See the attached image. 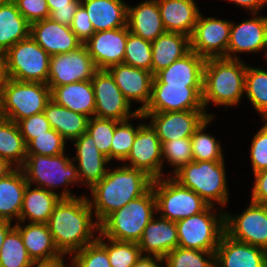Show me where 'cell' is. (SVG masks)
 <instances>
[{"instance_id":"1","label":"cell","mask_w":267,"mask_h":267,"mask_svg":"<svg viewBox=\"0 0 267 267\" xmlns=\"http://www.w3.org/2000/svg\"><path fill=\"white\" fill-rule=\"evenodd\" d=\"M93 213L84 195L61 198L55 205L47 225L61 254L72 256L97 240L100 224L94 221Z\"/></svg>"},{"instance_id":"2","label":"cell","mask_w":267,"mask_h":267,"mask_svg":"<svg viewBox=\"0 0 267 267\" xmlns=\"http://www.w3.org/2000/svg\"><path fill=\"white\" fill-rule=\"evenodd\" d=\"M153 180L140 169L125 165L109 168L107 174L89 189L91 199L87 196L96 221L100 224L115 210L144 195L152 187Z\"/></svg>"},{"instance_id":"3","label":"cell","mask_w":267,"mask_h":267,"mask_svg":"<svg viewBox=\"0 0 267 267\" xmlns=\"http://www.w3.org/2000/svg\"><path fill=\"white\" fill-rule=\"evenodd\" d=\"M247 63L241 59L207 58L203 69L202 100L207 112L209 103L216 106H235L245 94Z\"/></svg>"},{"instance_id":"4","label":"cell","mask_w":267,"mask_h":267,"mask_svg":"<svg viewBox=\"0 0 267 267\" xmlns=\"http://www.w3.org/2000/svg\"><path fill=\"white\" fill-rule=\"evenodd\" d=\"M155 213L156 199L151 187L144 195L109 214L100 223L99 233L112 240L138 243Z\"/></svg>"},{"instance_id":"5","label":"cell","mask_w":267,"mask_h":267,"mask_svg":"<svg viewBox=\"0 0 267 267\" xmlns=\"http://www.w3.org/2000/svg\"><path fill=\"white\" fill-rule=\"evenodd\" d=\"M76 162L62 153L57 156H46L40 154H27L24 165L21 167L26 181L29 185L55 192L61 186V198H76L67 188L73 184H80ZM55 190V191H54Z\"/></svg>"},{"instance_id":"6","label":"cell","mask_w":267,"mask_h":267,"mask_svg":"<svg viewBox=\"0 0 267 267\" xmlns=\"http://www.w3.org/2000/svg\"><path fill=\"white\" fill-rule=\"evenodd\" d=\"M225 162L192 161L182 166L172 177L193 190L211 206H226L229 199Z\"/></svg>"},{"instance_id":"7","label":"cell","mask_w":267,"mask_h":267,"mask_svg":"<svg viewBox=\"0 0 267 267\" xmlns=\"http://www.w3.org/2000/svg\"><path fill=\"white\" fill-rule=\"evenodd\" d=\"M50 100L51 89L47 84L8 78L0 92V117L18 123L44 112Z\"/></svg>"},{"instance_id":"8","label":"cell","mask_w":267,"mask_h":267,"mask_svg":"<svg viewBox=\"0 0 267 267\" xmlns=\"http://www.w3.org/2000/svg\"><path fill=\"white\" fill-rule=\"evenodd\" d=\"M217 209L209 205L199 214L176 221L178 247L215 252L225 233V212Z\"/></svg>"},{"instance_id":"9","label":"cell","mask_w":267,"mask_h":267,"mask_svg":"<svg viewBox=\"0 0 267 267\" xmlns=\"http://www.w3.org/2000/svg\"><path fill=\"white\" fill-rule=\"evenodd\" d=\"M156 211L161 217L178 221L203 212L209 204L193 190L182 186L171 175L154 179L152 183Z\"/></svg>"},{"instance_id":"10","label":"cell","mask_w":267,"mask_h":267,"mask_svg":"<svg viewBox=\"0 0 267 267\" xmlns=\"http://www.w3.org/2000/svg\"><path fill=\"white\" fill-rule=\"evenodd\" d=\"M4 56L8 78L47 84L51 56L30 35L9 48Z\"/></svg>"},{"instance_id":"11","label":"cell","mask_w":267,"mask_h":267,"mask_svg":"<svg viewBox=\"0 0 267 267\" xmlns=\"http://www.w3.org/2000/svg\"><path fill=\"white\" fill-rule=\"evenodd\" d=\"M91 83L95 95L94 116L117 121L131 118L145 120L144 115L137 109L131 112L132 104L125 98L107 70H97Z\"/></svg>"},{"instance_id":"12","label":"cell","mask_w":267,"mask_h":267,"mask_svg":"<svg viewBox=\"0 0 267 267\" xmlns=\"http://www.w3.org/2000/svg\"><path fill=\"white\" fill-rule=\"evenodd\" d=\"M224 226L230 238L267 250V205L250 201L239 215L225 212Z\"/></svg>"},{"instance_id":"13","label":"cell","mask_w":267,"mask_h":267,"mask_svg":"<svg viewBox=\"0 0 267 267\" xmlns=\"http://www.w3.org/2000/svg\"><path fill=\"white\" fill-rule=\"evenodd\" d=\"M203 85L152 84L151 97L141 113L205 110Z\"/></svg>"},{"instance_id":"14","label":"cell","mask_w":267,"mask_h":267,"mask_svg":"<svg viewBox=\"0 0 267 267\" xmlns=\"http://www.w3.org/2000/svg\"><path fill=\"white\" fill-rule=\"evenodd\" d=\"M200 13L190 36V50L203 58H227L232 22Z\"/></svg>"},{"instance_id":"15","label":"cell","mask_w":267,"mask_h":267,"mask_svg":"<svg viewBox=\"0 0 267 267\" xmlns=\"http://www.w3.org/2000/svg\"><path fill=\"white\" fill-rule=\"evenodd\" d=\"M97 70L87 47L83 44L75 51L50 57L47 85L52 90L56 86L88 81Z\"/></svg>"},{"instance_id":"16","label":"cell","mask_w":267,"mask_h":267,"mask_svg":"<svg viewBox=\"0 0 267 267\" xmlns=\"http://www.w3.org/2000/svg\"><path fill=\"white\" fill-rule=\"evenodd\" d=\"M162 143L152 125L140 123L134 143L127 158L123 161L125 166L136 168L147 173L152 179L162 178L165 173L162 159Z\"/></svg>"},{"instance_id":"17","label":"cell","mask_w":267,"mask_h":267,"mask_svg":"<svg viewBox=\"0 0 267 267\" xmlns=\"http://www.w3.org/2000/svg\"><path fill=\"white\" fill-rule=\"evenodd\" d=\"M150 119L161 143L191 137L209 116L205 110H186L160 113H142Z\"/></svg>"},{"instance_id":"18","label":"cell","mask_w":267,"mask_h":267,"mask_svg":"<svg viewBox=\"0 0 267 267\" xmlns=\"http://www.w3.org/2000/svg\"><path fill=\"white\" fill-rule=\"evenodd\" d=\"M252 18L241 23L232 21L230 28V41L227 50L228 59H240L243 52L257 53L262 50L267 53V17L250 13ZM254 15V16H253ZM266 50V51H265ZM239 56V57H238Z\"/></svg>"},{"instance_id":"19","label":"cell","mask_w":267,"mask_h":267,"mask_svg":"<svg viewBox=\"0 0 267 267\" xmlns=\"http://www.w3.org/2000/svg\"><path fill=\"white\" fill-rule=\"evenodd\" d=\"M128 26L95 32L84 44L98 70L123 63Z\"/></svg>"},{"instance_id":"20","label":"cell","mask_w":267,"mask_h":267,"mask_svg":"<svg viewBox=\"0 0 267 267\" xmlns=\"http://www.w3.org/2000/svg\"><path fill=\"white\" fill-rule=\"evenodd\" d=\"M107 71L130 104L132 101L142 104L137 108L142 112L150 101L154 78L152 72L124 63L111 66Z\"/></svg>"},{"instance_id":"21","label":"cell","mask_w":267,"mask_h":267,"mask_svg":"<svg viewBox=\"0 0 267 267\" xmlns=\"http://www.w3.org/2000/svg\"><path fill=\"white\" fill-rule=\"evenodd\" d=\"M72 141L76 148V156L72 160L77 161L81 185H86L90 189L107 174V164L111 161L99 151L89 133L85 132Z\"/></svg>"},{"instance_id":"22","label":"cell","mask_w":267,"mask_h":267,"mask_svg":"<svg viewBox=\"0 0 267 267\" xmlns=\"http://www.w3.org/2000/svg\"><path fill=\"white\" fill-rule=\"evenodd\" d=\"M30 36L50 56L72 52L83 45L69 26L50 18L31 24Z\"/></svg>"},{"instance_id":"23","label":"cell","mask_w":267,"mask_h":267,"mask_svg":"<svg viewBox=\"0 0 267 267\" xmlns=\"http://www.w3.org/2000/svg\"><path fill=\"white\" fill-rule=\"evenodd\" d=\"M215 267H267V250L224 233L215 251Z\"/></svg>"},{"instance_id":"24","label":"cell","mask_w":267,"mask_h":267,"mask_svg":"<svg viewBox=\"0 0 267 267\" xmlns=\"http://www.w3.org/2000/svg\"><path fill=\"white\" fill-rule=\"evenodd\" d=\"M142 255L164 258L170 251L178 247V235L175 221L159 216L145 227L138 242Z\"/></svg>"},{"instance_id":"25","label":"cell","mask_w":267,"mask_h":267,"mask_svg":"<svg viewBox=\"0 0 267 267\" xmlns=\"http://www.w3.org/2000/svg\"><path fill=\"white\" fill-rule=\"evenodd\" d=\"M205 61V58L190 50L182 58L157 72L152 84L203 85Z\"/></svg>"},{"instance_id":"26","label":"cell","mask_w":267,"mask_h":267,"mask_svg":"<svg viewBox=\"0 0 267 267\" xmlns=\"http://www.w3.org/2000/svg\"><path fill=\"white\" fill-rule=\"evenodd\" d=\"M127 26L130 32L144 40L155 41L166 32L157 0H145L128 5Z\"/></svg>"},{"instance_id":"27","label":"cell","mask_w":267,"mask_h":267,"mask_svg":"<svg viewBox=\"0 0 267 267\" xmlns=\"http://www.w3.org/2000/svg\"><path fill=\"white\" fill-rule=\"evenodd\" d=\"M166 32L192 35L200 11L194 0H157Z\"/></svg>"},{"instance_id":"28","label":"cell","mask_w":267,"mask_h":267,"mask_svg":"<svg viewBox=\"0 0 267 267\" xmlns=\"http://www.w3.org/2000/svg\"><path fill=\"white\" fill-rule=\"evenodd\" d=\"M95 32L127 26L128 5L124 0H81Z\"/></svg>"},{"instance_id":"29","label":"cell","mask_w":267,"mask_h":267,"mask_svg":"<svg viewBox=\"0 0 267 267\" xmlns=\"http://www.w3.org/2000/svg\"><path fill=\"white\" fill-rule=\"evenodd\" d=\"M51 99L76 113L92 118L95 113V95L91 80L80 81L51 90Z\"/></svg>"},{"instance_id":"30","label":"cell","mask_w":267,"mask_h":267,"mask_svg":"<svg viewBox=\"0 0 267 267\" xmlns=\"http://www.w3.org/2000/svg\"><path fill=\"white\" fill-rule=\"evenodd\" d=\"M26 223L16 222L14 227L20 232L23 244L32 260H46L61 255L47 224Z\"/></svg>"},{"instance_id":"31","label":"cell","mask_w":267,"mask_h":267,"mask_svg":"<svg viewBox=\"0 0 267 267\" xmlns=\"http://www.w3.org/2000/svg\"><path fill=\"white\" fill-rule=\"evenodd\" d=\"M190 51V37L178 32H165L152 42L151 72L155 75Z\"/></svg>"},{"instance_id":"32","label":"cell","mask_w":267,"mask_h":267,"mask_svg":"<svg viewBox=\"0 0 267 267\" xmlns=\"http://www.w3.org/2000/svg\"><path fill=\"white\" fill-rule=\"evenodd\" d=\"M60 194L45 190L44 188L27 185L19 222L47 224L55 205L60 201Z\"/></svg>"},{"instance_id":"33","label":"cell","mask_w":267,"mask_h":267,"mask_svg":"<svg viewBox=\"0 0 267 267\" xmlns=\"http://www.w3.org/2000/svg\"><path fill=\"white\" fill-rule=\"evenodd\" d=\"M28 185L21 168L0 179V219L19 222L24 192Z\"/></svg>"},{"instance_id":"34","label":"cell","mask_w":267,"mask_h":267,"mask_svg":"<svg viewBox=\"0 0 267 267\" xmlns=\"http://www.w3.org/2000/svg\"><path fill=\"white\" fill-rule=\"evenodd\" d=\"M44 114L51 128L57 131L66 141L71 140L72 142V140L87 132L89 117L58 105L52 99L46 104Z\"/></svg>"},{"instance_id":"35","label":"cell","mask_w":267,"mask_h":267,"mask_svg":"<svg viewBox=\"0 0 267 267\" xmlns=\"http://www.w3.org/2000/svg\"><path fill=\"white\" fill-rule=\"evenodd\" d=\"M30 35V24L18 11L13 0L0 5V52L5 53Z\"/></svg>"},{"instance_id":"36","label":"cell","mask_w":267,"mask_h":267,"mask_svg":"<svg viewBox=\"0 0 267 267\" xmlns=\"http://www.w3.org/2000/svg\"><path fill=\"white\" fill-rule=\"evenodd\" d=\"M27 145L16 122L0 117V157L16 168L24 165Z\"/></svg>"},{"instance_id":"37","label":"cell","mask_w":267,"mask_h":267,"mask_svg":"<svg viewBox=\"0 0 267 267\" xmlns=\"http://www.w3.org/2000/svg\"><path fill=\"white\" fill-rule=\"evenodd\" d=\"M244 95L262 120H267V70L247 65Z\"/></svg>"},{"instance_id":"38","label":"cell","mask_w":267,"mask_h":267,"mask_svg":"<svg viewBox=\"0 0 267 267\" xmlns=\"http://www.w3.org/2000/svg\"><path fill=\"white\" fill-rule=\"evenodd\" d=\"M215 116H209L195 130L191 136V148L194 161H223L222 145L215 136L205 133L206 127L212 122Z\"/></svg>"},{"instance_id":"39","label":"cell","mask_w":267,"mask_h":267,"mask_svg":"<svg viewBox=\"0 0 267 267\" xmlns=\"http://www.w3.org/2000/svg\"><path fill=\"white\" fill-rule=\"evenodd\" d=\"M32 263L20 232L13 227L5 236L0 249V267H29Z\"/></svg>"},{"instance_id":"40","label":"cell","mask_w":267,"mask_h":267,"mask_svg":"<svg viewBox=\"0 0 267 267\" xmlns=\"http://www.w3.org/2000/svg\"><path fill=\"white\" fill-rule=\"evenodd\" d=\"M106 239L98 233L97 240L107 249L112 267H132L142 256L138 243Z\"/></svg>"},{"instance_id":"41","label":"cell","mask_w":267,"mask_h":267,"mask_svg":"<svg viewBox=\"0 0 267 267\" xmlns=\"http://www.w3.org/2000/svg\"><path fill=\"white\" fill-rule=\"evenodd\" d=\"M165 267H215V252L176 247L164 258Z\"/></svg>"},{"instance_id":"42","label":"cell","mask_w":267,"mask_h":267,"mask_svg":"<svg viewBox=\"0 0 267 267\" xmlns=\"http://www.w3.org/2000/svg\"><path fill=\"white\" fill-rule=\"evenodd\" d=\"M123 63L151 72L152 42L144 40L140 36L130 32L128 29Z\"/></svg>"},{"instance_id":"43","label":"cell","mask_w":267,"mask_h":267,"mask_svg":"<svg viewBox=\"0 0 267 267\" xmlns=\"http://www.w3.org/2000/svg\"><path fill=\"white\" fill-rule=\"evenodd\" d=\"M129 120L131 119L116 123L110 148V161L123 162L131 151L139 125L134 127Z\"/></svg>"},{"instance_id":"44","label":"cell","mask_w":267,"mask_h":267,"mask_svg":"<svg viewBox=\"0 0 267 267\" xmlns=\"http://www.w3.org/2000/svg\"><path fill=\"white\" fill-rule=\"evenodd\" d=\"M162 160L169 163L173 168L170 172L171 176L178 171L182 166L187 165L189 162L194 161L191 137L175 139L162 143Z\"/></svg>"},{"instance_id":"45","label":"cell","mask_w":267,"mask_h":267,"mask_svg":"<svg viewBox=\"0 0 267 267\" xmlns=\"http://www.w3.org/2000/svg\"><path fill=\"white\" fill-rule=\"evenodd\" d=\"M117 120L93 116L89 118L87 133H89L101 153L110 160V148Z\"/></svg>"},{"instance_id":"46","label":"cell","mask_w":267,"mask_h":267,"mask_svg":"<svg viewBox=\"0 0 267 267\" xmlns=\"http://www.w3.org/2000/svg\"><path fill=\"white\" fill-rule=\"evenodd\" d=\"M67 141L54 129H50L27 144V154L57 156L65 153Z\"/></svg>"},{"instance_id":"47","label":"cell","mask_w":267,"mask_h":267,"mask_svg":"<svg viewBox=\"0 0 267 267\" xmlns=\"http://www.w3.org/2000/svg\"><path fill=\"white\" fill-rule=\"evenodd\" d=\"M70 259L71 267H112L107 249L98 240L75 252Z\"/></svg>"},{"instance_id":"48","label":"cell","mask_w":267,"mask_h":267,"mask_svg":"<svg viewBox=\"0 0 267 267\" xmlns=\"http://www.w3.org/2000/svg\"><path fill=\"white\" fill-rule=\"evenodd\" d=\"M253 136L250 146V160L253 173L267 169V120Z\"/></svg>"},{"instance_id":"49","label":"cell","mask_w":267,"mask_h":267,"mask_svg":"<svg viewBox=\"0 0 267 267\" xmlns=\"http://www.w3.org/2000/svg\"><path fill=\"white\" fill-rule=\"evenodd\" d=\"M50 10L49 18L59 24L71 26L81 0H46Z\"/></svg>"},{"instance_id":"50","label":"cell","mask_w":267,"mask_h":267,"mask_svg":"<svg viewBox=\"0 0 267 267\" xmlns=\"http://www.w3.org/2000/svg\"><path fill=\"white\" fill-rule=\"evenodd\" d=\"M17 124L26 145L37 136L52 129L44 112L22 119Z\"/></svg>"},{"instance_id":"51","label":"cell","mask_w":267,"mask_h":267,"mask_svg":"<svg viewBox=\"0 0 267 267\" xmlns=\"http://www.w3.org/2000/svg\"><path fill=\"white\" fill-rule=\"evenodd\" d=\"M18 11L31 25L49 18L50 10L46 0H13Z\"/></svg>"},{"instance_id":"52","label":"cell","mask_w":267,"mask_h":267,"mask_svg":"<svg viewBox=\"0 0 267 267\" xmlns=\"http://www.w3.org/2000/svg\"><path fill=\"white\" fill-rule=\"evenodd\" d=\"M77 38L85 44L95 33L85 8L80 4L70 26Z\"/></svg>"},{"instance_id":"53","label":"cell","mask_w":267,"mask_h":267,"mask_svg":"<svg viewBox=\"0 0 267 267\" xmlns=\"http://www.w3.org/2000/svg\"><path fill=\"white\" fill-rule=\"evenodd\" d=\"M254 175L251 201L258 204L267 205V169Z\"/></svg>"},{"instance_id":"54","label":"cell","mask_w":267,"mask_h":267,"mask_svg":"<svg viewBox=\"0 0 267 267\" xmlns=\"http://www.w3.org/2000/svg\"><path fill=\"white\" fill-rule=\"evenodd\" d=\"M236 4V6L243 7L246 10H249L251 13H259L261 9L266 5L267 0H227Z\"/></svg>"},{"instance_id":"55","label":"cell","mask_w":267,"mask_h":267,"mask_svg":"<svg viewBox=\"0 0 267 267\" xmlns=\"http://www.w3.org/2000/svg\"><path fill=\"white\" fill-rule=\"evenodd\" d=\"M64 258H66V255L61 254L51 259L32 260L29 267H66L67 265L65 264ZM69 267H71V265Z\"/></svg>"},{"instance_id":"56","label":"cell","mask_w":267,"mask_h":267,"mask_svg":"<svg viewBox=\"0 0 267 267\" xmlns=\"http://www.w3.org/2000/svg\"><path fill=\"white\" fill-rule=\"evenodd\" d=\"M163 262L161 257L142 255L132 267H164Z\"/></svg>"},{"instance_id":"57","label":"cell","mask_w":267,"mask_h":267,"mask_svg":"<svg viewBox=\"0 0 267 267\" xmlns=\"http://www.w3.org/2000/svg\"><path fill=\"white\" fill-rule=\"evenodd\" d=\"M12 223V221L6 219H0V249L4 242L5 236L14 227Z\"/></svg>"},{"instance_id":"58","label":"cell","mask_w":267,"mask_h":267,"mask_svg":"<svg viewBox=\"0 0 267 267\" xmlns=\"http://www.w3.org/2000/svg\"><path fill=\"white\" fill-rule=\"evenodd\" d=\"M16 169L8 160L0 157V179L6 177Z\"/></svg>"},{"instance_id":"59","label":"cell","mask_w":267,"mask_h":267,"mask_svg":"<svg viewBox=\"0 0 267 267\" xmlns=\"http://www.w3.org/2000/svg\"><path fill=\"white\" fill-rule=\"evenodd\" d=\"M7 79L5 56L4 53L0 52V92Z\"/></svg>"},{"instance_id":"60","label":"cell","mask_w":267,"mask_h":267,"mask_svg":"<svg viewBox=\"0 0 267 267\" xmlns=\"http://www.w3.org/2000/svg\"><path fill=\"white\" fill-rule=\"evenodd\" d=\"M8 0H0V5L4 4L5 2H7Z\"/></svg>"}]
</instances>
